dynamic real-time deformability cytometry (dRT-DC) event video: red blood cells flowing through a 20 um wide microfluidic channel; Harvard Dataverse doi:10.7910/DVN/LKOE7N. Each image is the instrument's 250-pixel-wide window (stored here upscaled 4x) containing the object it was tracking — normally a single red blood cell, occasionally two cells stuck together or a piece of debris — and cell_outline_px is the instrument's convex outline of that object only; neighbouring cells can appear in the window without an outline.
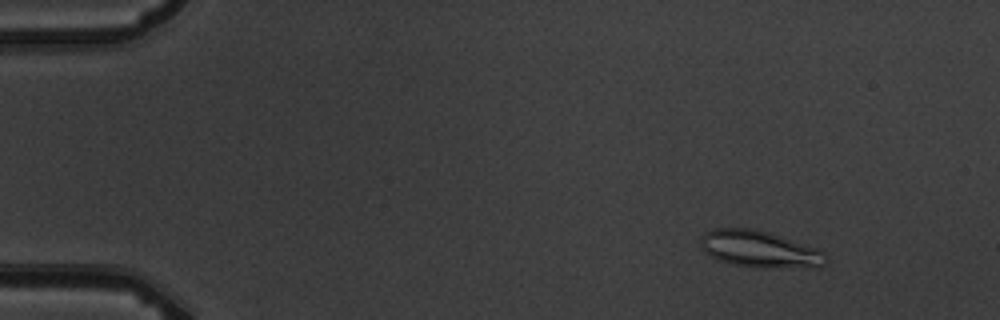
{"species": "common noctule bat (a hibernating species)", "species_latin": "Nyctalus noctula", "temperature_condition": "warm", "stored_images_in_passage": 6, "segment_of_instrument_passage": [1, 2], "camera_frame_rate_fps": 3000, "um_per_image_px": 0.085, "animal": {"sex": "male", "body_mass_g": 19.5, "forearm_length_mm": 54.6}, "frame": {"image": 1, "passage_image": 2, "time_ms": 1.0, "image_size_px": [1000, 320], "cell_outline_px": [[828, 260], [820, 268], [756, 268], [732, 264], [720, 260], [704, 252], [700, 248], [700, 236], [704, 232], [716, 228], [756, 228], [816, 248], [824, 252], [828, 256]], "centroid_in_image_um": [64.58, 21.19], "position_along_channel_um": 20.4, "area_um2": 27.28}}